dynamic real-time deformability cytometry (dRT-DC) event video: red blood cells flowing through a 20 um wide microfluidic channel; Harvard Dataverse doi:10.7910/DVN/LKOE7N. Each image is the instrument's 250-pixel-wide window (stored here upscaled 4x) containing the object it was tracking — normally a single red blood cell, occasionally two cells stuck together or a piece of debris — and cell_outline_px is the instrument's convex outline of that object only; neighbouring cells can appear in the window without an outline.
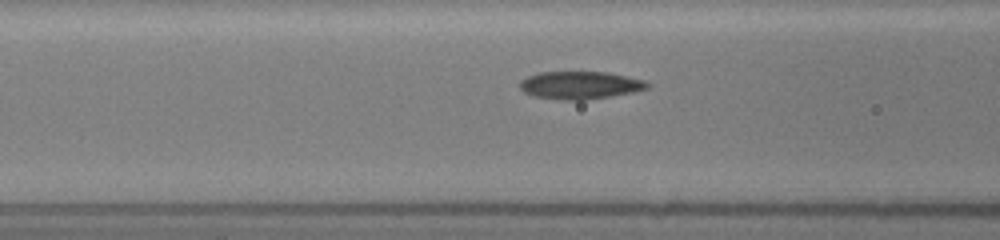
{"species": "common noctule bat (a hibernating species)", "species_latin": "Nyctalus noctula", "temperature_condition": "room temperature", "stored_images_in_passage": 12, "camera_frame_rate_fps": 3000, "um_per_image_px": 0.085, "animal": {"sex": "female", "body_mass_g": 19.5, "forearm_length_mm": 54.1}, "frame": {"image": 1, "passage_image": 5, "time_ms": 1.0, "image_size_px": [1000, 240], "cell_outline_px": [[652, 84], [648, 88], [632, 92], [612, 96], [584, 100], [560, 100], [532, 96], [524, 92], [520, 88], [520, 80], [528, 76], [540, 72], [608, 72], [644, 80]], "centroid_in_image_um": [49.3, 7.24], "position_along_channel_um": 117.3, "area_um2": 20.69}}
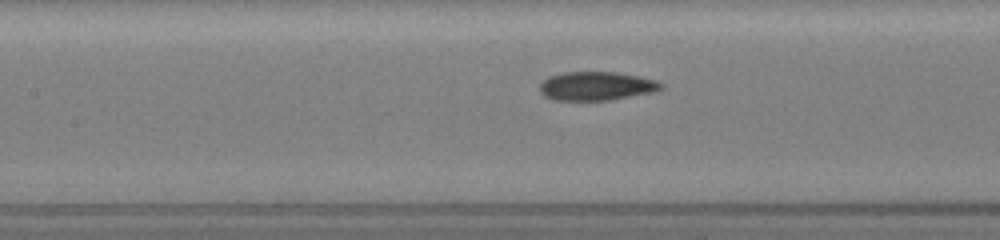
{"frame": {"image": 2, "passage_image": 9, "time_ms": 2.0, "image_size_px": [1000, 240], "cell_outline_px": [[664, 84], [660, 88], [652, 92], [612, 100], [552, 100], [544, 96], [540, 92], [540, 84], [548, 76], [564, 72], [616, 72], [656, 80]], "centroid_in_image_um": [50.65, 7.32], "position_along_channel_um": 156.7, "area_um2": 20.23}}